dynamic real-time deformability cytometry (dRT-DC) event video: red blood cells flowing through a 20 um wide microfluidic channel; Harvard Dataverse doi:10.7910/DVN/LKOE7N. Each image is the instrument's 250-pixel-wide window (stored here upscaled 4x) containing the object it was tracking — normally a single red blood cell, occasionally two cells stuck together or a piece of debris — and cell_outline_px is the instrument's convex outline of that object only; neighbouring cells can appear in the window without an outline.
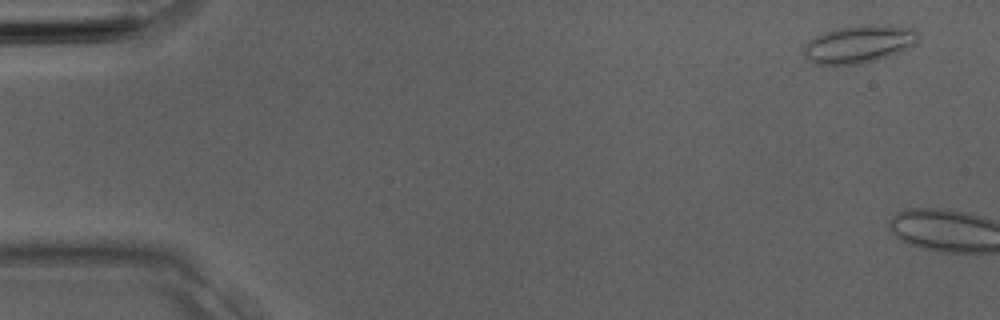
{"species": "Egyptian fruit bat (a non-hibernating species)", "species_latin": "Rousettus aegyptiacus", "temperature_condition": "room temperature", "stored_images_in_passage": 3, "camera_frame_rate_fps": 3000, "um_per_image_px": 0.085, "animal": {"sex": "male"}, "frame": {"image": 1, "passage_image": 1, "time_ms": 0.0, "image_size_px": [1000, 320], "cell_outline_px": [[916, 44], [900, 52], [876, 60], [860, 64], [812, 64], [804, 56], [804, 48], [816, 36], [824, 32], [836, 28], [860, 24], [888, 24], [912, 28], [916, 32]], "centroid_in_image_um": [73.02, 3.73], "position_along_channel_um": 12.0, "area_um2": 25.14}}